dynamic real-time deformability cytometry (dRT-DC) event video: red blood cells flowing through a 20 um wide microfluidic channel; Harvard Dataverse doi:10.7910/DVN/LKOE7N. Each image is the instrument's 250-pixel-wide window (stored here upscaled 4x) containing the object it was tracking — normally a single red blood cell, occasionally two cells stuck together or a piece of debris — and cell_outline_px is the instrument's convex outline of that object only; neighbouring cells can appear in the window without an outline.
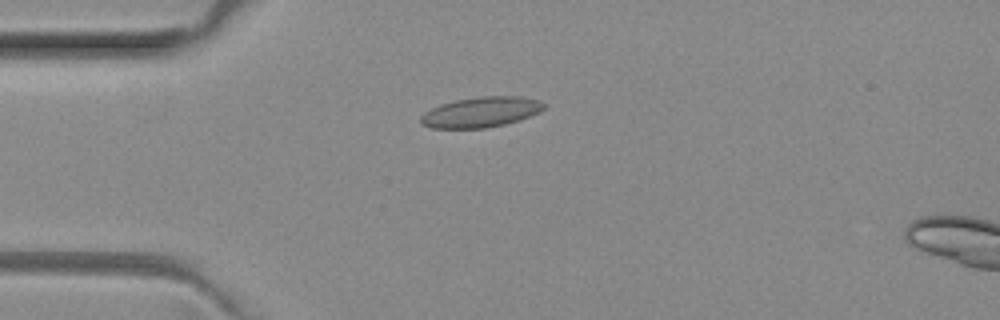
{"species": "common noctule bat (a hibernating species)", "species_latin": "Nyctalus noctula", "temperature_condition": "room temperature", "stored_images_in_passage": 2, "camera_frame_rate_fps": 3000, "um_per_image_px": 0.085, "animal": {"sex": "female", "body_mass_g": 29.2, "forearm_length_mm": 56.3}, "frame": {"image": 1, "passage_image": 2, "time_ms": 0.333, "image_size_px": [1000, 320], "cell_outline_px": [[544, 108], [540, 112], [520, 120], [504, 124], [484, 128], [432, 128], [420, 124], [420, 116], [424, 112], [440, 104], [456, 100], [480, 96], [520, 96], [540, 100], [544, 104]], "centroid_in_image_um": [40.87, 9.53], "position_along_channel_um": 44.1, "area_um2": 21.85}}